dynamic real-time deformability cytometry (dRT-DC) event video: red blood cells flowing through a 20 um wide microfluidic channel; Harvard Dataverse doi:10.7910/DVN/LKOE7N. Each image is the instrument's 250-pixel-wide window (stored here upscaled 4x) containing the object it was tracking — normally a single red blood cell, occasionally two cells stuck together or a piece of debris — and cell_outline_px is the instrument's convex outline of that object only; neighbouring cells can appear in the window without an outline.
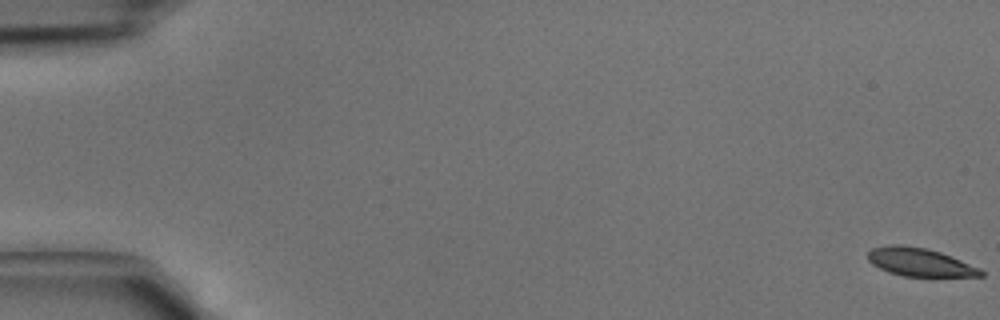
{"species": "common noctule bat (a hibernating species)", "species_latin": "Nyctalus noctula", "temperature_condition": "cold", "stored_images_in_passage": 44, "camera_frame_rate_fps": 3000, "um_per_image_px": 0.085, "animal": {"sex": "male", "body_mass_g": 15.6}, "frame": {"image": 1, "passage_image": 1, "time_ms": 0.0, "image_size_px": [1000, 320], "cell_outline_px": [[984, 276], [904, 276], [888, 272], [872, 264], [868, 260], [868, 252], [872, 248], [888, 244], [904, 244], [928, 248], [952, 256], [980, 268], [984, 272]], "centroid_in_image_um": [78.17, 22.26], "position_along_channel_um": 6.8, "area_um2": 18.73}}
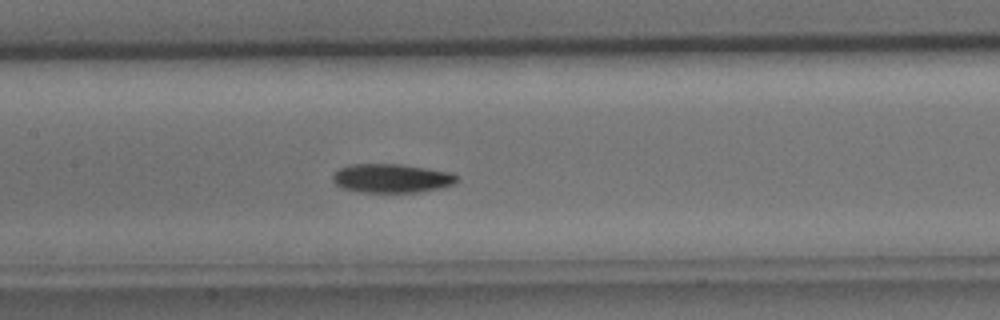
{"frame": {"image": 2, "passage_image": 22, "time_ms": 7.0, "image_size_px": [1000, 320], "cell_outline_px": [[460, 180], [452, 184], [440, 188], [416, 192], [360, 192], [344, 188], [336, 184], [332, 180], [332, 176], [340, 168], [348, 164], [400, 164], [452, 172]], "centroid_in_image_um": [33.29, 15.15], "position_along_channel_um": 174.1, "area_um2": 20.81}}
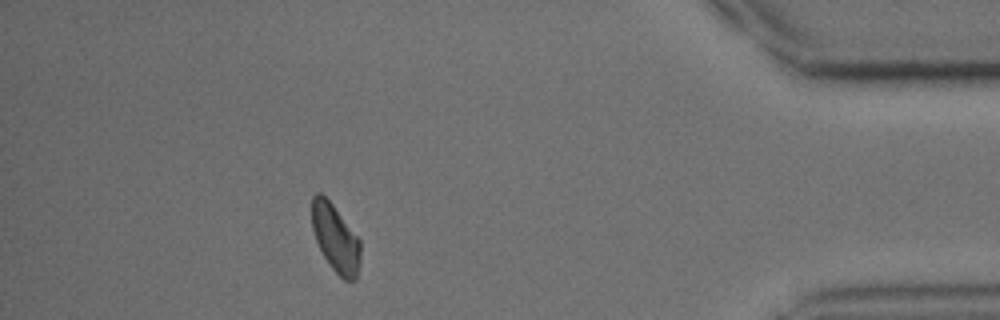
{"frame": {"image": 3, "passage_image": 40, "time_ms": 13.0, "image_size_px": [1000, 320], "cell_outline_px": [[360, 260], [356, 280], [344, 280], [332, 268], [324, 256], [316, 240], [312, 228], [312, 196], [316, 192], [320, 192], [332, 204], [360, 240]], "centroid_in_image_um": [28.51, 20.25], "position_along_channel_um": 406.7, "area_um2": 18.84}}